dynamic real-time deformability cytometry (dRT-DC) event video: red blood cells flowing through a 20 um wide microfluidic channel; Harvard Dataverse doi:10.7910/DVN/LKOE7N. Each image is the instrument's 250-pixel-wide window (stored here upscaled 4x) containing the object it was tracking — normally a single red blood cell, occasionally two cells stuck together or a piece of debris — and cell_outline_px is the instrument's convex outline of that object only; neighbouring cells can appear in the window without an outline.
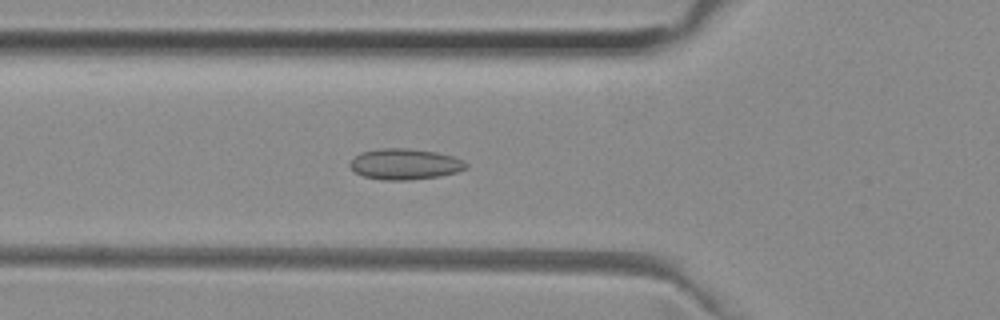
{"species": "common noctule bat (a hibernating species)", "species_latin": "Nyctalus noctula", "temperature_condition": "room temperature", "stored_images_in_passage": 52, "camera_frame_rate_fps": 3000, "um_per_image_px": 0.085, "animal": {"sex": "female", "body_mass_g": 29.2, "forearm_length_mm": 56.3}, "frame": {"image": 1, "passage_image": 18, "time_ms": 5.667, "image_size_px": [1000, 320], "cell_outline_px": [[468, 168], [456, 172], [440, 176], [412, 180], [380, 180], [364, 176], [356, 172], [348, 164], [360, 152], [384, 148], [404, 148], [436, 152], [452, 156], [464, 160], [468, 164]], "centroid_in_image_um": [34.44, 13.96], "position_along_channel_um": 91.4, "area_um2": 20.87}}
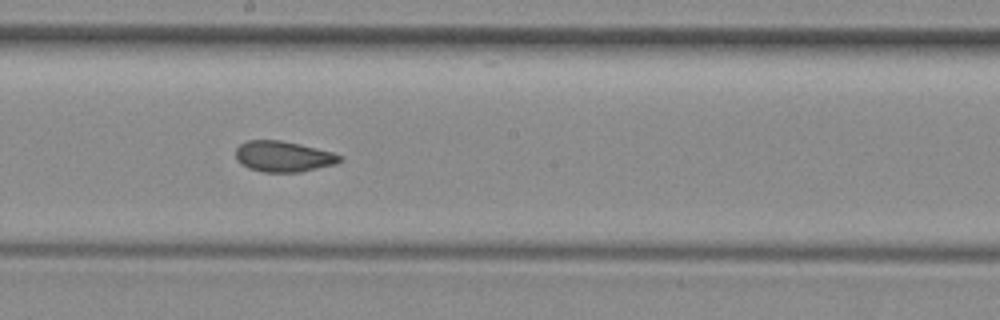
{"frame": {"image": 2, "passage_image": 28, "time_ms": 9.0, "image_size_px": [1000, 320], "cell_outline_px": [[344, 160], [336, 164], [300, 172], [264, 172], [248, 168], [240, 164], [236, 160], [236, 148], [240, 144], [248, 140], [280, 140], [300, 144], [332, 152], [344, 156]], "centroid_in_image_um": [24.1, 13.3], "position_along_channel_um": 224.1, "area_um2": 18.84}}
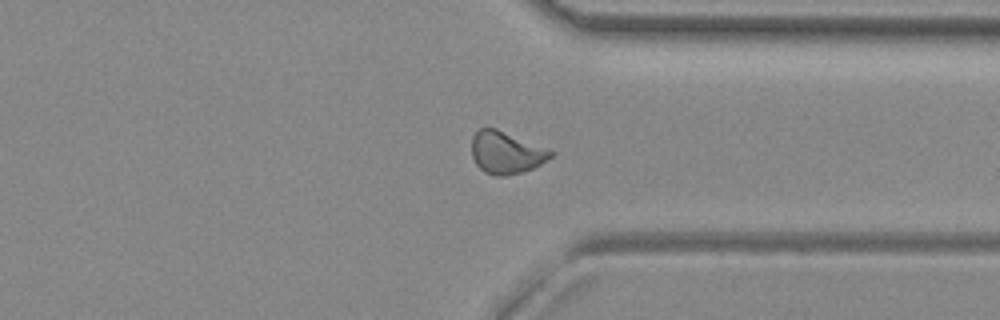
{"frame": {"image": 3, "passage_image": 39, "time_ms": 12.667, "image_size_px": [1000, 320], "cell_outline_px": [[552, 156], [548, 160], [532, 168], [520, 172], [504, 176], [496, 176], [484, 172], [476, 164], [472, 156], [472, 136], [480, 128], [496, 128], [548, 148], [552, 152]], "centroid_in_image_um": [43.01, 12.96], "position_along_channel_um": 368.4, "area_um2": 19.36}, "authors_computed_cell_mechanics": {"area_um2": 19.3052, "velocity_mm_per_s": 3.9743, "shape_relaxation_time_tau1_ms": 10.7845, "shape_relaxation_time_tau2_ms": 1.4729, "deformation_change_tau1": 0.1589, "deformation_change_tau2": 0.0572}}